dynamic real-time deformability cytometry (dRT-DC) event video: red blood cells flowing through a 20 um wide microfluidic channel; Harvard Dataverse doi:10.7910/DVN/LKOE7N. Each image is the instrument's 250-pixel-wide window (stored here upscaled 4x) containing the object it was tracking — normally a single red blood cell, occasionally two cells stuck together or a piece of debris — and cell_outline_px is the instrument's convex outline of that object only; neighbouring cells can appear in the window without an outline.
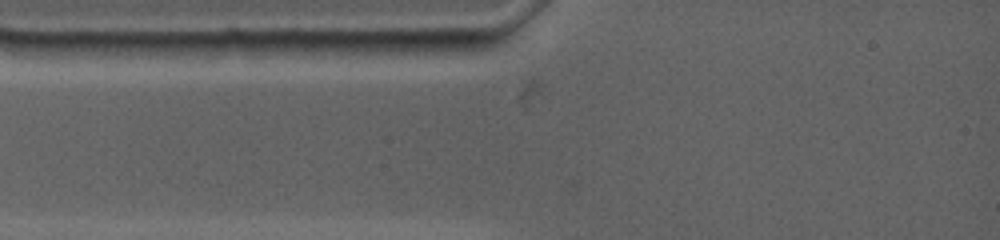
{"species": "common noctule bat (a hibernating species)", "species_latin": "Nyctalus noctula", "temperature_condition": "warm", "stored_images_in_passage": 2, "camera_frame_rate_fps": 4500, "um_per_image_px": 0.085, "animal": {"sex": "female", "body_mass_g": 19.0, "forearm_length_mm": 53.3}, "frame": {"image": 1, "passage_image": 1, "time_ms": 0.0, "image_size_px": [1000, 240], "cell_outline_px": [[500, 40], [496, 44], [488, 48], [436, 56], [368, 56], [356, 40]], "centroid_in_image_um": [35.86, 4.0], "position_along_channel_um": 49.1, "area_um2": 13.47}}